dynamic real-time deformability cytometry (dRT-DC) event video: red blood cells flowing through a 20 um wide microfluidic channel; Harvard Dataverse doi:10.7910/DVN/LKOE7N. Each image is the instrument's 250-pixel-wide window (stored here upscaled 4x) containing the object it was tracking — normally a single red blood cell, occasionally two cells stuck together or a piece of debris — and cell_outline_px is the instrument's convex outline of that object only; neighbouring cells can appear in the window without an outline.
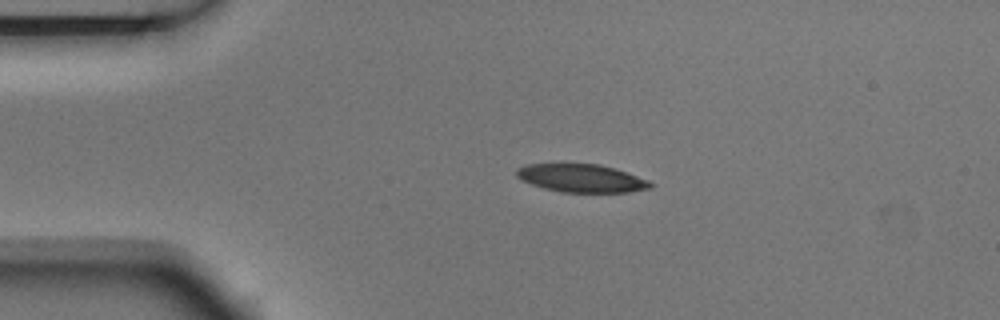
{"species": "Egyptian fruit bat (a non-hibernating species)", "species_latin": "Rousettus aegyptiacus", "temperature_condition": "room temperature", "stored_images_in_passage": 3, "camera_frame_rate_fps": 3000, "um_per_image_px": 0.085, "animal": {"sex": "male"}, "frame": {"image": 1, "passage_image": 2, "time_ms": 0.333, "image_size_px": [1000, 320], "cell_outline_px": [[656, 184], [652, 188], [628, 192], [564, 192], [544, 188], [532, 184], [516, 176], [516, 168], [524, 164], [600, 164], [628, 172], [648, 180]], "centroid_in_image_um": [49.47, 15.14], "position_along_channel_um": 35.5, "area_um2": 21.91}}